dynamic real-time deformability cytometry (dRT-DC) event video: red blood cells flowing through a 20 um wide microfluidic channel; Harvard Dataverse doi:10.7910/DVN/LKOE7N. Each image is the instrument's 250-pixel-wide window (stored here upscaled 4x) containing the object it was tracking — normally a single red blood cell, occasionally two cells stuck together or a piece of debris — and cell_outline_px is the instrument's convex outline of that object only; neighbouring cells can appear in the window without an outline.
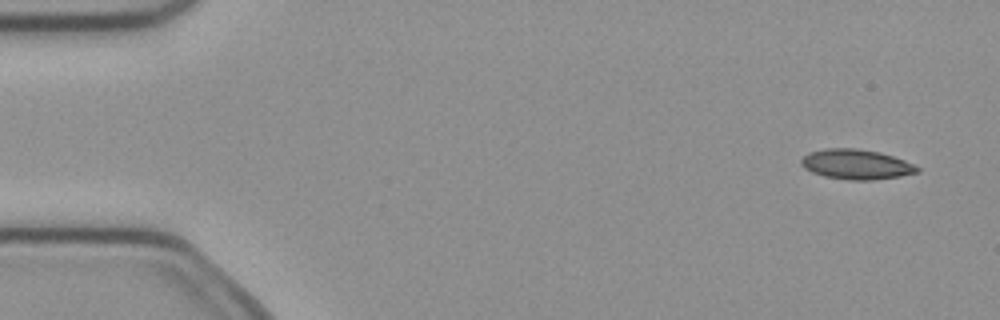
{"species": "common noctule bat (a hibernating species)", "species_latin": "Nyctalus noctula", "temperature_condition": "cold", "stored_images_in_passage": 4, "camera_frame_rate_fps": 3000, "um_per_image_px": 0.085, "animal": {"sex": "female", "body_mass_g": 21.9}, "frame": {"image": 1, "passage_image": 1, "time_ms": 0.0, "image_size_px": [1000, 320], "cell_outline_px": [[920, 172], [900, 176], [872, 180], [848, 180], [824, 176], [812, 172], [804, 168], [800, 164], [800, 160], [808, 152], [824, 148], [856, 148], [880, 152], [904, 160], [920, 168]], "centroid_in_image_um": [72.75, 13.96], "position_along_channel_um": 12.2, "area_um2": 20.35}}